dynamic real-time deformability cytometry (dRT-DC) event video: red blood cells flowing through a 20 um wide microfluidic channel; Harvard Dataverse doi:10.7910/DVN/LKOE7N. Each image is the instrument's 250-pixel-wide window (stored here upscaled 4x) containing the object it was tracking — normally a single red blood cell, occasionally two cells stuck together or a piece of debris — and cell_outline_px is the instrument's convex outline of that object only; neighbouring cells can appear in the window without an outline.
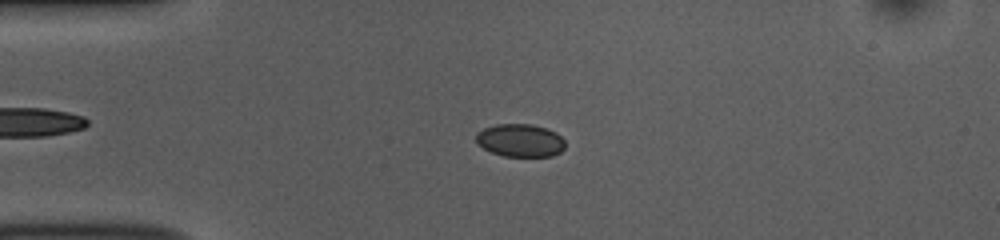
{"species": "common noctule bat (a hibernating species)", "species_latin": "Nyctalus noctula", "temperature_condition": "room temperature", "stored_images_in_passage": 52, "camera_frame_rate_fps": 3000, "um_per_image_px": 0.085, "animal": {"sex": "female", "body_mass_g": 10.0, "forearm_length_mm": 53.1}, "frame": {"image": 1, "passage_image": 12, "time_ms": 3.667, "image_size_px": [1000, 240], "cell_outline_px": [[564, 148], [560, 152], [552, 156], [504, 156], [492, 152], [484, 148], [476, 140], [476, 132], [484, 128], [496, 124], [532, 124], [548, 128], [556, 132], [564, 140]], "centroid_in_image_um": [44.23, 11.92], "position_along_channel_um": 40.8, "area_um2": 17.05}}
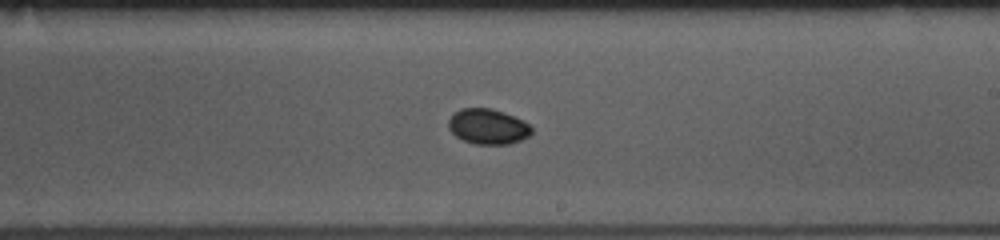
{"frame": {"image": 2, "passage_image": 30, "time_ms": 9.667, "image_size_px": [1000, 240], "cell_outline_px": [[532, 132], [528, 136], [520, 140], [508, 144], [476, 144], [464, 140], [456, 136], [448, 128], [448, 120], [460, 108], [492, 108], [504, 112], [524, 120], [532, 128]], "centroid_in_image_um": [41.48, 10.75], "position_along_channel_um": 247.5, "area_um2": 17.05}}
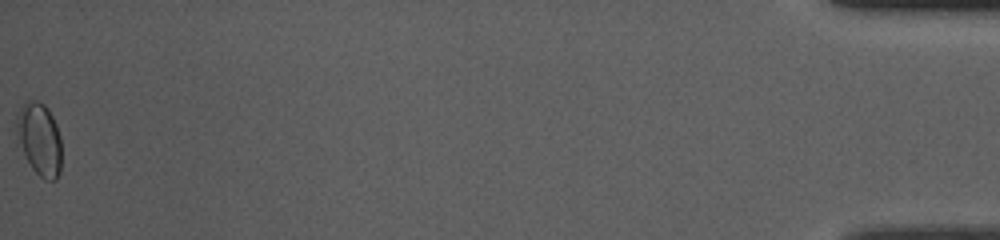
{"frame": {"image": 3, "passage_image": 52, "time_ms": 17.0, "image_size_px": [1000, 240], "cell_outline_px": [[60, 172], [56, 180], [44, 180], [32, 168], [16, 144], [16, 112], [24, 100], [40, 100], [48, 108], [56, 124], [60, 136]], "centroid_in_image_um": [3.3, 11.79], "position_along_channel_um": 431.9, "area_um2": 19.65}, "authors_computed_cell_mechanics": {"area_um2": 17.1088, "velocity_mm_per_s": 3.8408, "shape_relaxation_time_tau1_ms": 3.0067, "shape_relaxation_time_tau2_ms": null, "deformation_change_tau1": 0.0493, "deformation_change_tau2": null}}